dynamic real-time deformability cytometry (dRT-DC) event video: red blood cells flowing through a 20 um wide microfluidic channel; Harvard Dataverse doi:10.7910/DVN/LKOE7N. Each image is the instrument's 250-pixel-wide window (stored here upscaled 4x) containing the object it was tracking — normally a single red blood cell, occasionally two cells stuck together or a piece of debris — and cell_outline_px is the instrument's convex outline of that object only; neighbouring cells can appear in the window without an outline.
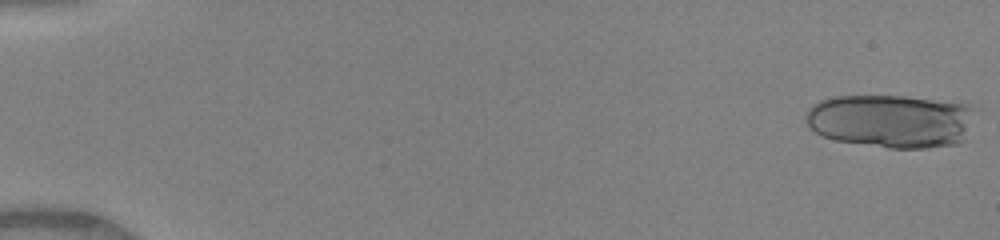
{"species": "human", "species_latin": "Homo sapiens", "temperature_condition": "warm", "stored_images_in_passage": 17, "camera_frame_rate_fps": 3000, "um_per_image_px": 0.085, "donor": {"sex": "female"}, "frame": {"image": 1, "passage_image": 1, "time_ms": 0.0, "image_size_px": [1000, 240], "cell_outline_px": [[972, 108], [964, 140], [960, 144], [928, 148], [888, 148], [836, 140], [824, 136], [816, 132], [808, 124], [804, 116], [808, 108], [812, 104], [820, 100], [832, 96], [904, 96], [968, 104]], "centroid_in_image_um": [75.68, 10.28], "position_along_channel_um": 9.3, "area_um2": 52.54}}
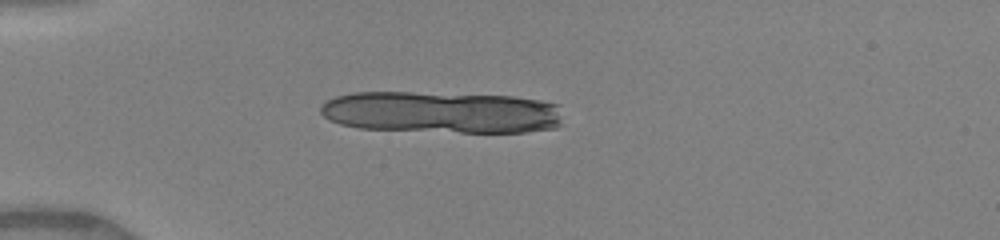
{"frame": {"image": 2, "passage_image": 14, "time_ms": 4.333, "image_size_px": [1000, 240], "cell_outline_px": [[560, 124], [556, 128], [524, 132], [460, 132], [360, 128], [340, 124], [328, 120], [320, 112], [320, 108], [328, 100], [336, 96], [352, 92], [412, 92], [512, 96], [540, 100], [560, 104]], "centroid_in_image_um": [37.54, 9.54], "position_along_channel_um": 47.5, "area_um2": 59.25}}